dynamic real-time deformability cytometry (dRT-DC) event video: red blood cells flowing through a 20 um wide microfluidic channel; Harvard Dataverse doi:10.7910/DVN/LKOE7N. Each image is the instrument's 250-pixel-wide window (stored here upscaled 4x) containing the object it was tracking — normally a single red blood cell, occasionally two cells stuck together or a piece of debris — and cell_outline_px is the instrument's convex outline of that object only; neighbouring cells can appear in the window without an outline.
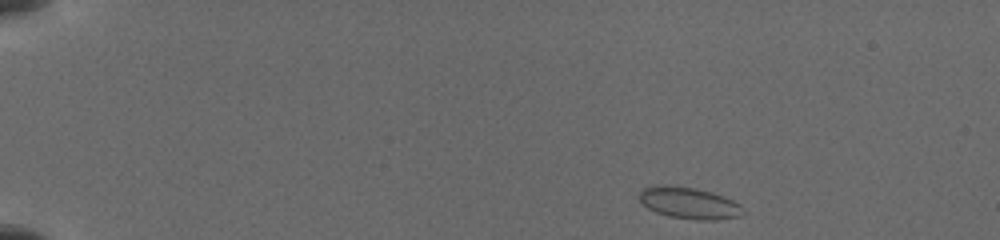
{"species": "common noctule bat (a hibernating species)", "species_latin": "Nyctalus noctula", "temperature_condition": "cold", "stored_images_in_passage": 11, "camera_frame_rate_fps": 3000, "um_per_image_px": 0.085, "animal": {"sex": "female", "body_mass_g": 19.5, "forearm_length_mm": 54.1}, "frame": {"image": 1, "passage_image": 1, "time_ms": 0.0, "image_size_px": [1000, 240], "cell_outline_px": [[744, 212], [740, 216], [716, 220], [696, 220], [668, 216], [656, 212], [648, 208], [640, 200], [640, 192], [644, 188], [656, 184], [668, 184], [696, 188], [712, 192], [724, 196], [740, 204]], "centroid_in_image_um": [58.57, 17.24], "position_along_channel_um": 26.4, "area_um2": 19.25}}
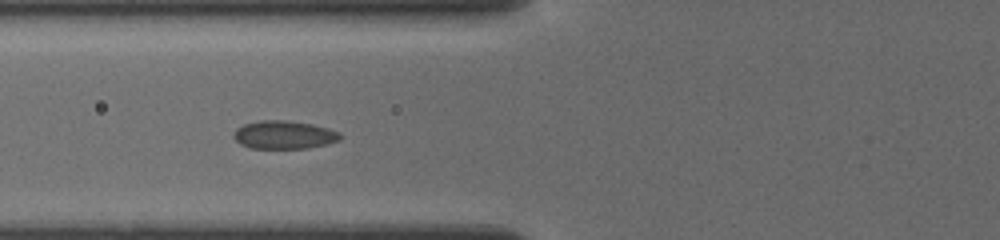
{"frame": {"image": 2, "passage_image": 9, "time_ms": 4.667, "image_size_px": [1000, 240], "cell_outline_px": [[340, 140], [328, 144], [308, 148], [248, 148], [240, 144], [232, 136], [232, 132], [236, 128], [244, 124], [260, 120], [284, 120], [312, 124], [328, 128], [340, 132]], "centroid_in_image_um": [24.12, 11.46], "position_along_channel_um": 101.7, "area_um2": 17.63}}
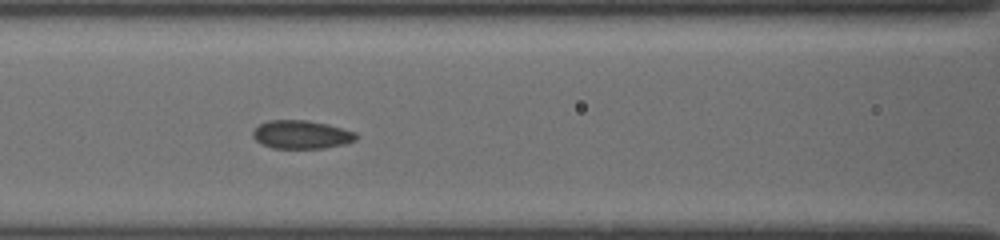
{"frame": {"image": 3, "passage_image": 11, "time_ms": 5.667, "image_size_px": [1000, 240], "cell_outline_px": [[360, 136], [356, 140], [344, 144], [324, 148], [272, 148], [260, 144], [252, 136], [252, 132], [260, 124], [268, 120], [308, 120], [328, 124], [356, 132]], "centroid_in_image_um": [25.64, 11.44], "position_along_channel_um": 141.0, "area_um2": 17.22}}